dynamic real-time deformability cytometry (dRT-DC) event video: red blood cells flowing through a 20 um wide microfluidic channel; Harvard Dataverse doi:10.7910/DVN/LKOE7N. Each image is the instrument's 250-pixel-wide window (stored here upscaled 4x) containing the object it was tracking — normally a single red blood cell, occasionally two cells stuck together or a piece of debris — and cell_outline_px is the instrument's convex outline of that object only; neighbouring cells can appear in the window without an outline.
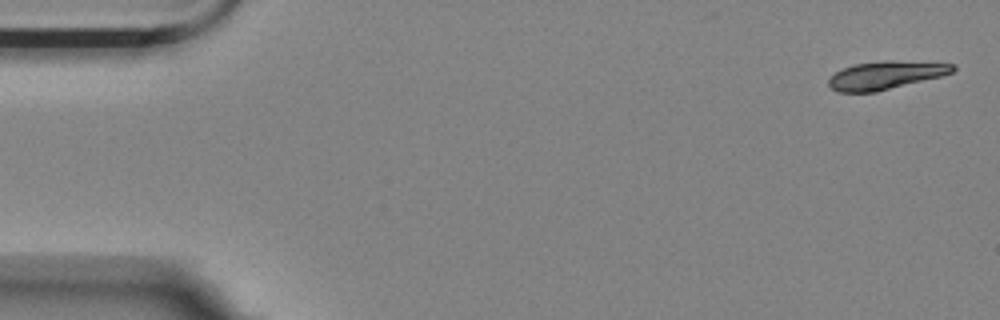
{"species": "Egyptian fruit bat (a non-hibernating species)", "species_latin": "Rousettus aegyptiacus", "temperature_condition": "room temperature", "stored_images_in_passage": 6, "camera_frame_rate_fps": 3000, "um_per_image_px": 0.085, "animal": {"sex": "female"}, "frame": {"image": 1, "passage_image": 1, "time_ms": 0.0, "image_size_px": [1000, 320], "cell_outline_px": [[956, 68], [952, 72], [940, 76], [876, 92], [836, 92], [828, 84], [828, 80], [836, 72], [844, 68], [856, 64], [884, 60], [892, 60], [956, 64]], "centroid_in_image_um": [75.27, 6.39], "position_along_channel_um": 9.7, "area_um2": 20.11}}
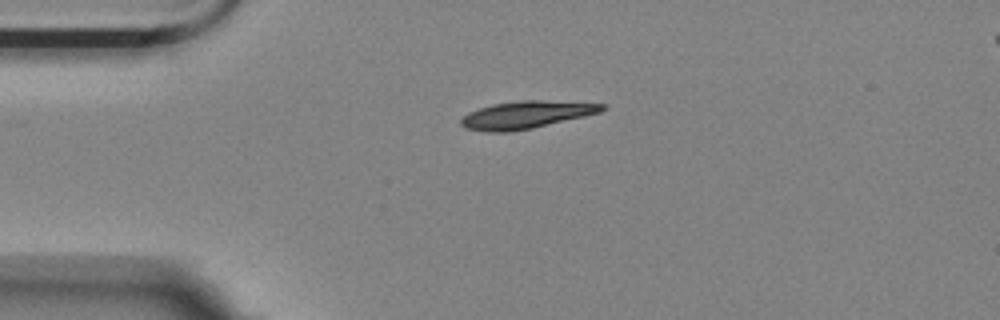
{"frame": {"image": 2, "passage_image": 4, "time_ms": 3.667, "image_size_px": [1000, 320], "cell_outline_px": [[608, 104], [600, 112], [584, 116], [532, 128], [512, 132], [488, 132], [464, 128], [460, 124], [460, 120], [468, 112], [492, 104], [520, 100], [540, 100]], "centroid_in_image_um": [44.69, 9.76], "position_along_channel_um": 40.3, "area_um2": 22.48}}